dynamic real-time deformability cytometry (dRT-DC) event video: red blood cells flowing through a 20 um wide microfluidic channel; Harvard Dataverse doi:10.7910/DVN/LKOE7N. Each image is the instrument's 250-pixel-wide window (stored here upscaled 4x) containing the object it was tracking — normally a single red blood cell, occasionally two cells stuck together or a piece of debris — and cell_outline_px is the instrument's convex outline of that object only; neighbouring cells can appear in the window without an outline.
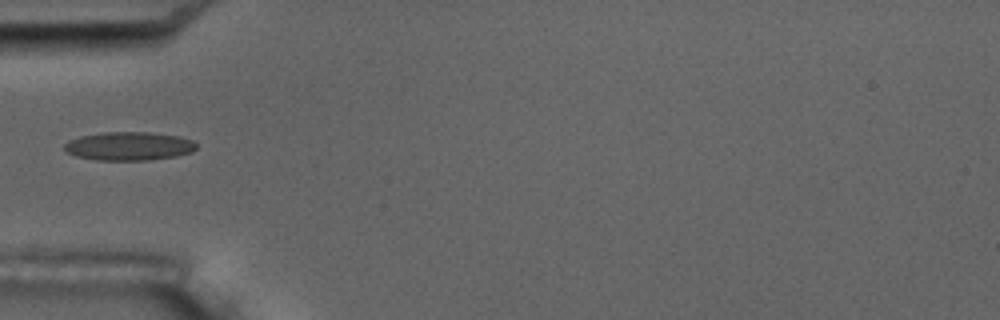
{"species": "common noctule bat (a hibernating species)", "species_latin": "Nyctalus noctula", "temperature_condition": "room temperature", "stored_images_in_passage": 7, "camera_frame_rate_fps": 3000, "um_per_image_px": 0.085, "animal": {"sex": "male", "body_mass_g": 17.5, "forearm_length_mm": 52.3}, "frame": {"image": 1, "passage_image": 1, "time_ms": 0.0, "image_size_px": [1000, 320], "cell_outline_px": [[196, 148], [192, 152], [176, 156], [148, 160], [96, 160], [76, 156], [64, 152], [64, 144], [68, 140], [80, 136], [104, 132], [152, 132], [180, 136], [192, 140], [196, 144]], "centroid_in_image_um": [10.94, 12.42], "position_along_channel_um": 74.1, "area_um2": 22.14}}
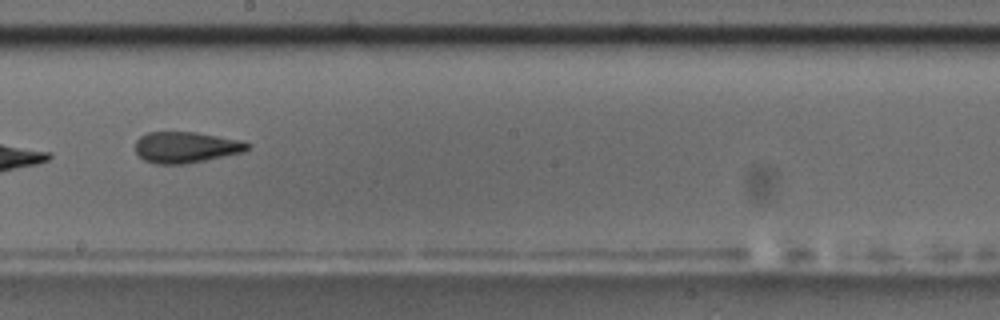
{"frame": {"image": 2, "passage_image": 5, "time_ms": 4.333, "image_size_px": [1000, 320], "cell_outline_px": [[252, 144], [244, 152], [184, 164], [156, 164], [144, 160], [136, 152], [136, 140], [140, 136], [148, 132], [196, 132], [240, 140]], "centroid_in_image_um": [15.8, 12.51], "position_along_channel_um": 232.4, "area_um2": 20.23}}
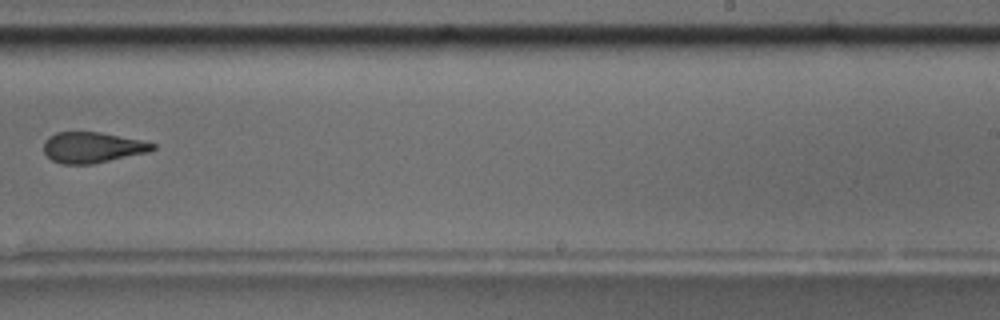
{"frame": {"image": 3, "passage_image": 6, "time_ms": 5.667, "image_size_px": [1000, 320], "cell_outline_px": [[156, 148], [148, 152], [92, 164], [60, 164], [52, 160], [44, 152], [44, 140], [48, 136], [56, 132], [100, 132], [140, 140], [156, 144]], "centroid_in_image_um": [7.82, 12.53], "position_along_channel_um": 281.2, "area_um2": 19.48}}